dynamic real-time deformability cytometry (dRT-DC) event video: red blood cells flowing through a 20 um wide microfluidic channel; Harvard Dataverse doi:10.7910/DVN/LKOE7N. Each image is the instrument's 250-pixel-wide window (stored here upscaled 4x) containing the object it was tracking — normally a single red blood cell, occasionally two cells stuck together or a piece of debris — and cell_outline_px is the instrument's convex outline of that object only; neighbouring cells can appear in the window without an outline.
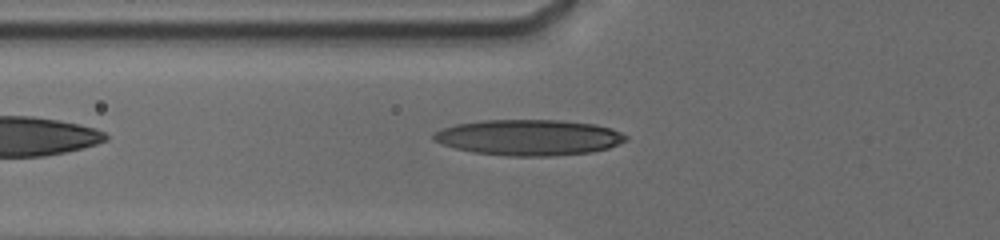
{"species": "human", "species_latin": "Homo sapiens", "temperature_condition": "cold", "stored_images_in_passage": 77, "camera_frame_rate_fps": 3000, "um_per_image_px": 0.085, "donor": {"sex": "male"}, "frame": {"image": 1, "passage_image": 5, "time_ms": 0.667, "image_size_px": [1000, 240], "cell_outline_px": [[628, 140], [608, 148], [592, 152], [548, 156], [508, 156], [472, 152], [440, 144], [432, 140], [432, 136], [436, 132], [444, 128], [456, 124], [484, 120], [560, 120], [596, 124], [612, 128], [628, 136]], "centroid_in_image_um": [44.97, 11.68], "position_along_channel_um": 80.8, "area_um2": 40.23}}
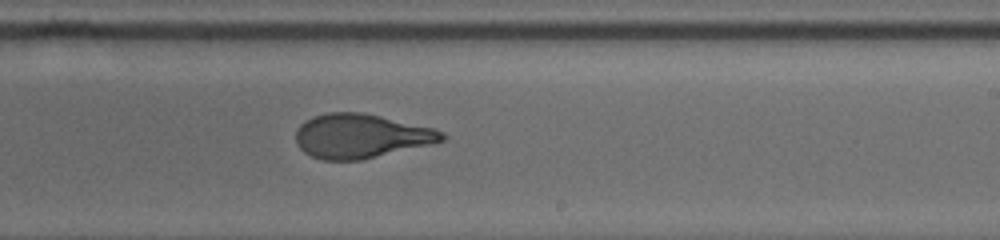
{"frame": {"image": 2, "passage_image": 34, "time_ms": 5.333, "image_size_px": [1000, 240], "cell_outline_px": [[448, 136], [444, 140], [428, 144], [360, 160], [324, 160], [312, 156], [304, 152], [296, 144], [296, 128], [304, 120], [328, 112], [364, 112], [436, 128], [444, 132]], "centroid_in_image_um": [30.67, 11.54], "position_along_channel_um": 258.3, "area_um2": 37.63}}
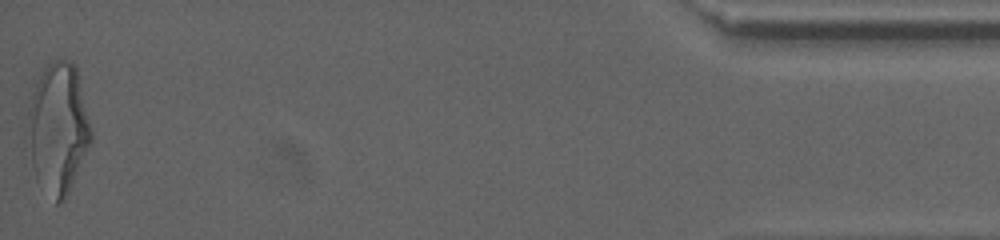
{"frame": {"image": 3, "passage_image": 76, "time_ms": 12.0, "image_size_px": [1000, 240], "cell_outline_px": [[92, 140], [68, 192], [64, 200], [56, 204], [36, 180], [24, 140], [28, 108], [32, 92], [40, 72], [44, 64], [60, 56], [76, 64], [92, 128]], "centroid_in_image_um": [4.89, 10.84], "position_along_channel_um": 430.3, "area_um2": 49.59}, "authors_computed_cell_mechanics": {"area_um2": 38.2636, "velocity_mm_per_s": 3.7932, "shape_relaxation_time_tau1_ms": 4.7686, "shape_relaxation_time_tau2_ms": 1.1078, "deformation_change_tau1": 0.208, "deformation_change_tau2": 0.087}}